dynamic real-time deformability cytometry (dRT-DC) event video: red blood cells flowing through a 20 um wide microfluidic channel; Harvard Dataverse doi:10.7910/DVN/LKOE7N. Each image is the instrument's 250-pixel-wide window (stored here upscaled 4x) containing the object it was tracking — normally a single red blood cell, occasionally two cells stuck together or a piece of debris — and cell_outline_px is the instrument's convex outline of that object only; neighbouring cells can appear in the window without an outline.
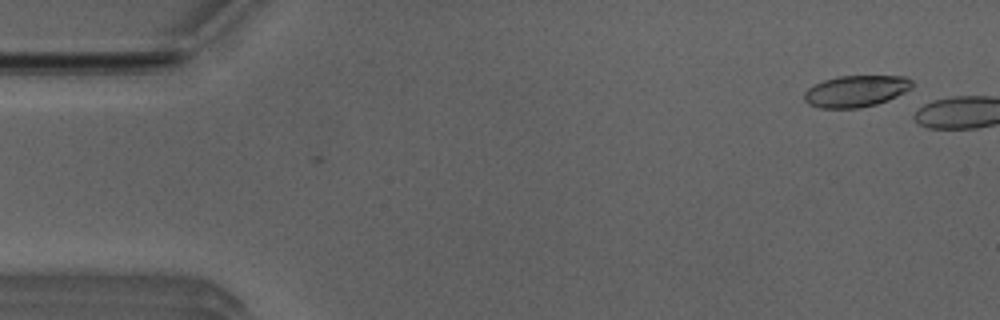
{"species": "Egyptian fruit bat (a non-hibernating species)", "species_latin": "Rousettus aegyptiacus", "temperature_condition": "room temperature", "stored_images_in_passage": 11, "camera_frame_rate_fps": 3000, "um_per_image_px": 0.085, "animal": {"sex": "male"}, "frame": {"image": 1, "passage_image": 2, "time_ms": 0.333, "image_size_px": [1000, 320], "cell_outline_px": [[912, 88], [888, 100], [876, 104], [860, 108], [820, 108], [808, 104], [804, 100], [804, 92], [808, 88], [824, 80], [836, 76], [904, 76], [912, 80]], "centroid_in_image_um": [72.74, 7.75], "position_along_channel_um": 12.3, "area_um2": 19.83}}